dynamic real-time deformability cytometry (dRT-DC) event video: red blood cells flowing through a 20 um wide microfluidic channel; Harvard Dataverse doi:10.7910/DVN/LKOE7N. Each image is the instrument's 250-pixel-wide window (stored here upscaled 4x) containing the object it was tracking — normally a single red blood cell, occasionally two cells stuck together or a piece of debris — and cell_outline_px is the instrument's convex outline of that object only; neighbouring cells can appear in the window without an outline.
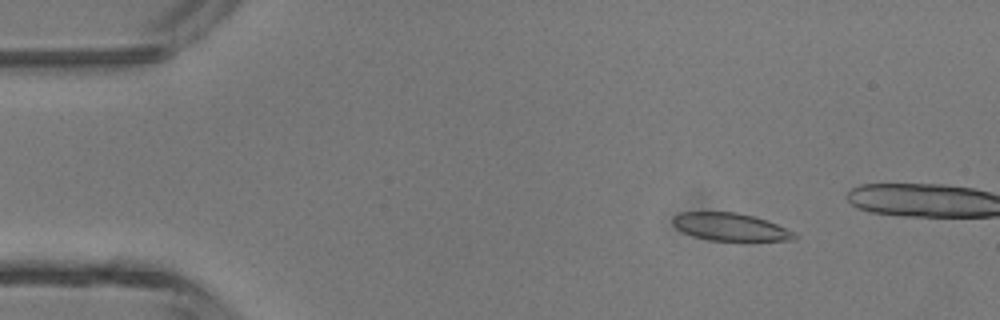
{"species": "common noctule bat (a hibernating species)", "species_latin": "Nyctalus noctula", "temperature_condition": "room temperature", "stored_images_in_passage": 4, "camera_frame_rate_fps": 3000, "um_per_image_px": 0.085, "animal": {"sex": "male", "body_mass_g": 13.3}, "frame": {"image": 1, "passage_image": 2, "time_ms": 0.333, "image_size_px": [1000, 320], "cell_outline_px": [[796, 240], [708, 240], [684, 232], [676, 228], [672, 224], [672, 216], [680, 212], [736, 212], [756, 216], [768, 220], [796, 232]], "centroid_in_image_um": [62.09, 19.27], "position_along_channel_um": 22.9, "area_um2": 19.65}}